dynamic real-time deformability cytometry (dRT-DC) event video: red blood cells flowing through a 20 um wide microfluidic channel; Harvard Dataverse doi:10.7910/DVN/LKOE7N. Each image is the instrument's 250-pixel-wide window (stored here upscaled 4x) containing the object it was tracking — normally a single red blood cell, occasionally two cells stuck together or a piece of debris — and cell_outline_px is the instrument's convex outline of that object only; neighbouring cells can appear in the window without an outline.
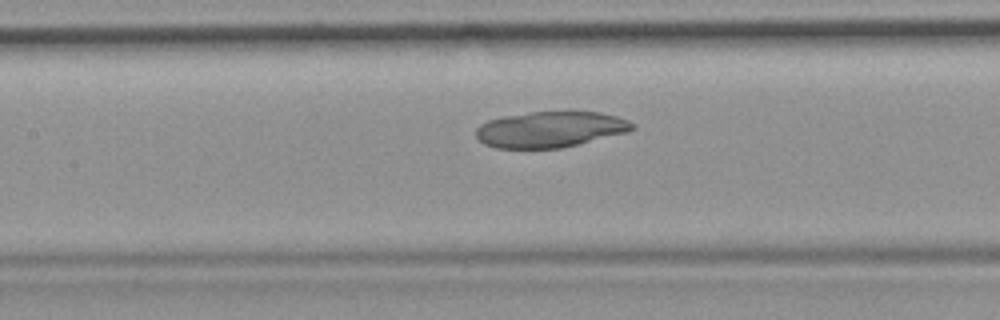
{"species": "common noctule bat (a hibernating species)", "species_latin": "Nyctalus noctula", "temperature_condition": "room temperature", "stored_images_in_passage": 46, "camera_frame_rate_fps": 3000, "um_per_image_px": 0.085, "animal": {"sex": "female", "body_mass_g": 19.9}, "frame": {"image": 1, "passage_image": 20, "time_ms": 6.333, "image_size_px": [1000, 320], "cell_outline_px": [[636, 128], [628, 132], [560, 148], [496, 148], [484, 144], [476, 136], [476, 128], [480, 124], [488, 120], [504, 116], [532, 112], [568, 108], [572, 108], [600, 112], [616, 116], [628, 120], [636, 124]], "centroid_in_image_um": [46.82, 10.95], "position_along_channel_um": 160.6, "area_um2": 33.64}}